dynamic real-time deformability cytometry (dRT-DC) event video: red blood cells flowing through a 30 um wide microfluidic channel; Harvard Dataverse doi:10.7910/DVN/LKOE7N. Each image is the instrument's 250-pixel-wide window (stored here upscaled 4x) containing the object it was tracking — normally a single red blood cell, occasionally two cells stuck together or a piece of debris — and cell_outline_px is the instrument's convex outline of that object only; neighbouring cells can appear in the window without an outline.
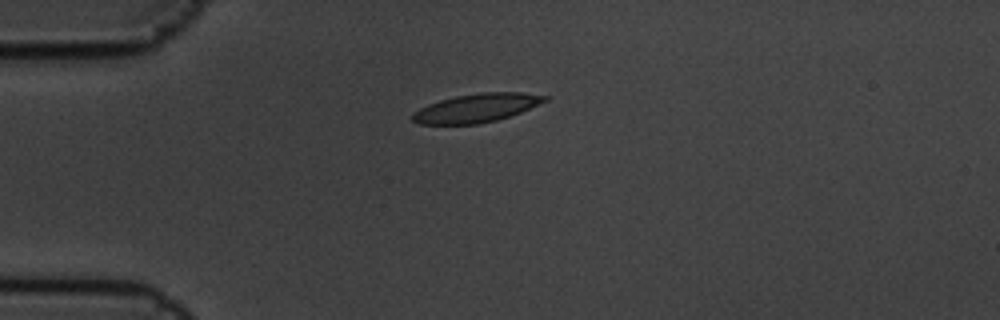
{"species": "common noctule bat (a hibernating species)", "species_latin": "Nyctalus noctula", "temperature_condition": "cold", "stored_images_in_passage": 3, "camera_frame_rate_fps": 3000, "um_per_image_px": 0.085, "animal": {"sex": "male", "body_mass_g": 19.5, "forearm_length_mm": 54.6}, "frame": {"image": 1, "passage_image": 1, "time_ms": 0.0, "image_size_px": [1000, 320], "cell_outline_px": [[548, 100], [520, 112], [496, 120], [476, 124], [420, 124], [412, 120], [412, 116], [420, 108], [428, 104], [440, 100], [456, 96], [480, 92], [524, 92], [548, 96]], "centroid_in_image_um": [40.52, 9.17], "position_along_channel_um": 44.5, "area_um2": 21.79}}
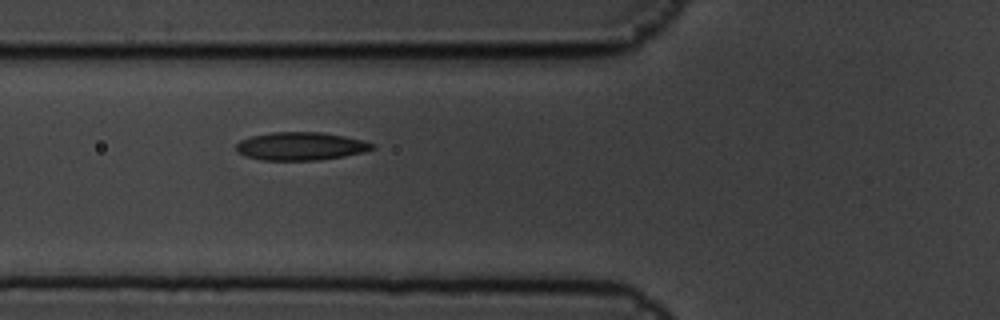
{"frame": {"image": 2, "passage_image": 3, "time_ms": 0.667, "image_size_px": [1000, 320], "cell_outline_px": [[376, 148], [364, 152], [344, 156], [320, 160], [264, 160], [244, 156], [236, 152], [236, 144], [240, 140], [252, 136], [272, 132], [320, 132], [344, 136], [364, 140], [376, 144]], "centroid_in_image_um": [25.58, 12.43], "position_along_channel_um": 100.2, "area_um2": 22.43}}